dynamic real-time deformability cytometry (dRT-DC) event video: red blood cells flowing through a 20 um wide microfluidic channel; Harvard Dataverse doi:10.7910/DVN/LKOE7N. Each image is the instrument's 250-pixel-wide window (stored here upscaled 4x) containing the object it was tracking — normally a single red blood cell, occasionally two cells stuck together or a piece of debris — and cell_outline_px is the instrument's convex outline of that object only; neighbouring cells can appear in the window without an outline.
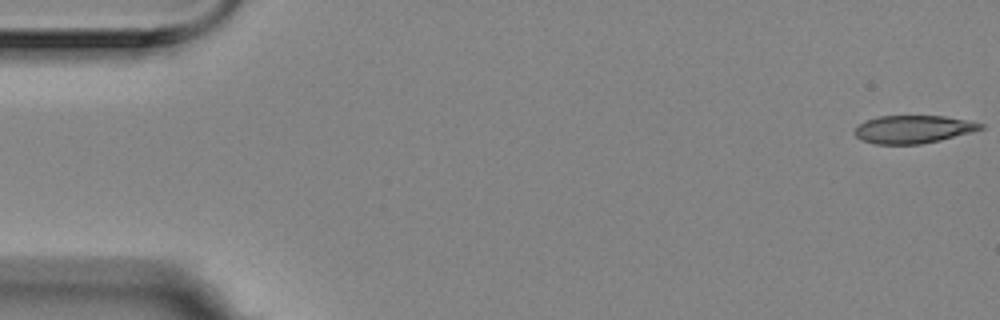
{"species": "Egyptian fruit bat (a non-hibernating species)", "species_latin": "Rousettus aegyptiacus", "temperature_condition": "room temperature", "stored_images_in_passage": 57, "segment_of_instrument_passage": [1, 2], "camera_frame_rate_fps": 3000, "um_per_image_px": 0.085, "animal": {"sex": "female"}, "frame": {"image": 1, "passage_image": 1, "time_ms": 0.0, "image_size_px": [1000, 320], "cell_outline_px": [[984, 128], [940, 140], [920, 144], [876, 144], [860, 140], [852, 132], [864, 120], [880, 116], [944, 116], [984, 124]], "centroid_in_image_um": [77.55, 10.99], "position_along_channel_um": 7.4, "area_um2": 20.29}}
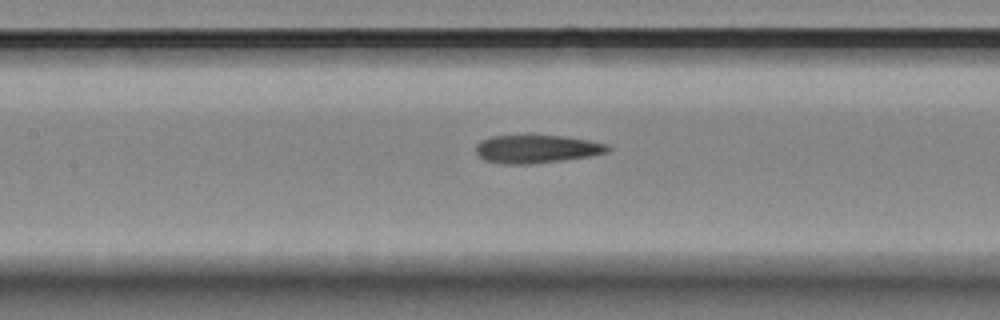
{"frame": {"image": 2, "passage_image": 25, "time_ms": 8.0, "image_size_px": [1000, 320], "cell_outline_px": [[612, 148], [608, 152], [588, 156], [564, 160], [532, 164], [504, 164], [484, 160], [476, 152], [476, 144], [480, 140], [492, 136], [560, 136], [588, 140], [608, 144]], "centroid_in_image_um": [45.61, 12.67], "position_along_channel_um": 161.8, "area_um2": 21.5}}
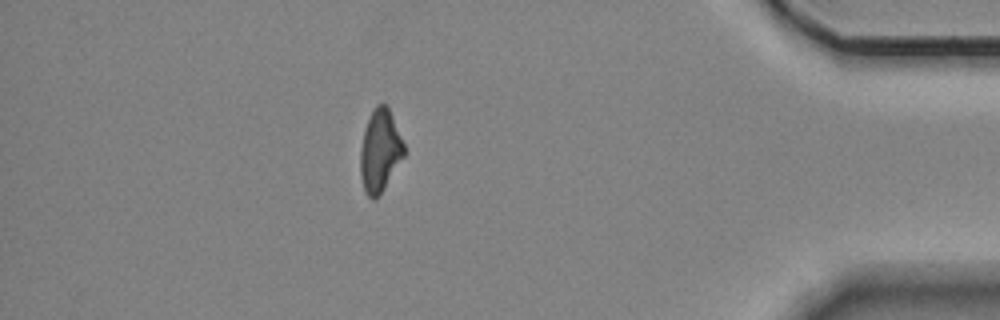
{"frame": {"image": 3, "passage_image": 49, "time_ms": 16.0, "image_size_px": [1000, 320], "cell_outline_px": [[404, 156], [384, 188], [376, 200], [372, 200], [364, 192], [360, 176], [360, 148], [364, 132], [368, 120], [376, 104], [388, 104], [404, 144]], "centroid_in_image_um": [32.29, 12.83], "position_along_channel_um": 402.9, "area_um2": 20.98}}